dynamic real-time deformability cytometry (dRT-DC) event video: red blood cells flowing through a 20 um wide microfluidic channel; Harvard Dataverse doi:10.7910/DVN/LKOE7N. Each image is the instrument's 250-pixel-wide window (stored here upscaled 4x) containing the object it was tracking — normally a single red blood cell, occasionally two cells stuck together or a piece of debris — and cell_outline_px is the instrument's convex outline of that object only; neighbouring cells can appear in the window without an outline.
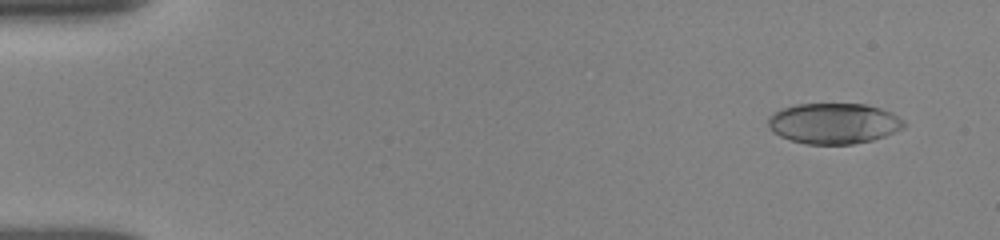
{"species": "human", "species_latin": "Homo sapiens", "temperature_condition": "room temperature", "stored_images_in_passage": 44, "camera_frame_rate_fps": 3000, "um_per_image_px": 0.085, "donor": {"sex": "female"}, "frame": {"image": 1, "passage_image": 5, "time_ms": 1.0, "image_size_px": [1000, 240], "cell_outline_px": [[908, 124], [904, 128], [884, 136], [872, 140], [852, 144], [808, 144], [792, 140], [780, 136], [772, 132], [768, 128], [768, 116], [784, 108], [796, 104], [864, 104], [880, 108], [892, 112], [904, 120]], "centroid_in_image_um": [70.89, 10.49], "position_along_channel_um": 14.1, "area_um2": 32.25}}
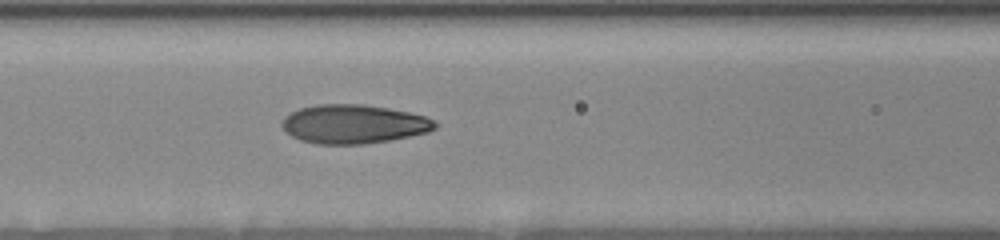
{"frame": {"image": 2, "passage_image": 30, "time_ms": 7.333, "image_size_px": [1000, 240], "cell_outline_px": [[440, 124], [436, 128], [428, 132], [388, 140], [364, 144], [316, 144], [300, 140], [292, 136], [280, 124], [284, 116], [300, 108], [316, 104], [364, 104], [388, 108], [408, 112], [424, 116], [436, 120]], "centroid_in_image_um": [30.07, 10.54], "position_along_channel_um": 136.5, "area_um2": 34.74}}
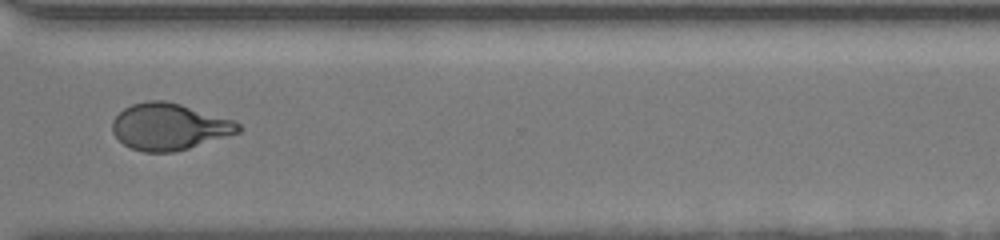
{"frame": {"image": 3, "passage_image": 43, "time_ms": 13.0, "image_size_px": [1000, 240], "cell_outline_px": [[244, 128], [240, 132], [176, 152], [144, 152], [132, 148], [124, 144], [112, 132], [112, 120], [124, 108], [132, 104], [148, 100], [164, 100], [180, 104], [232, 120], [240, 124]], "centroid_in_image_um": [14.37, 10.77], "position_along_channel_um": 356.2, "area_um2": 34.04}}